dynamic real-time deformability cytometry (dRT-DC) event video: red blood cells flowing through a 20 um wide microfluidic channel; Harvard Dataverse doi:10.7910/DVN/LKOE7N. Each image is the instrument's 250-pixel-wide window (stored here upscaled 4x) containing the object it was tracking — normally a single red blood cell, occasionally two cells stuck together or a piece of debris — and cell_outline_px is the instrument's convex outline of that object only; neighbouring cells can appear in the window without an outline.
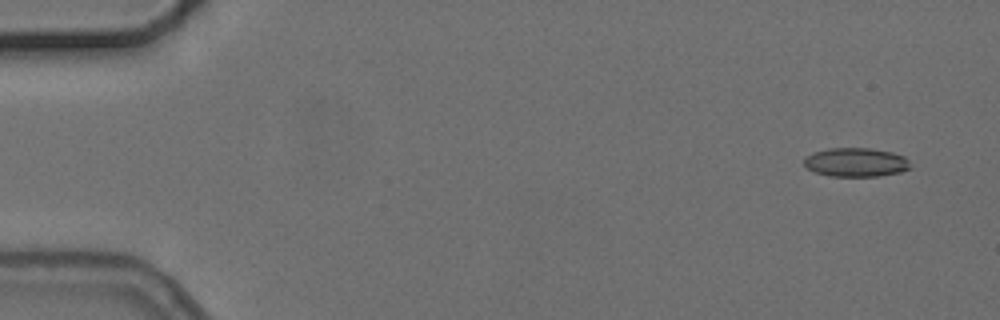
{"species": "common noctule bat (a hibernating species)", "species_latin": "Nyctalus noctula", "temperature_condition": "cold", "stored_images_in_passage": 6, "camera_frame_rate_fps": 3000, "um_per_image_px": 0.085, "animal": {"sex": "female", "body_mass_g": 24.6, "forearm_length_mm": 56.2}, "frame": {"image": 1, "passage_image": 1, "time_ms": 0.0, "image_size_px": [1000, 320], "cell_outline_px": [[912, 168], [900, 172], [880, 176], [828, 176], [816, 172], [808, 168], [804, 164], [804, 156], [812, 152], [828, 148], [872, 148], [892, 152], [904, 156], [908, 160]], "centroid_in_image_um": [72.75, 13.79], "position_along_channel_um": 12.2, "area_um2": 18.09}}
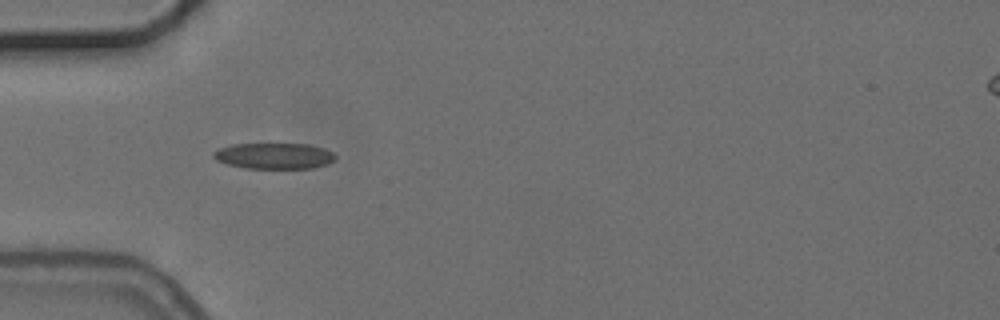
{"frame": {"image": 2, "passage_image": 5, "time_ms": 4.667, "image_size_px": [1000, 320], "cell_outline_px": [[336, 160], [328, 164], [312, 168], [244, 168], [228, 164], [216, 160], [212, 156], [212, 152], [220, 148], [232, 144], [308, 144], [324, 148], [332, 152], [336, 156]], "centroid_in_image_um": [23.31, 13.25], "position_along_channel_um": 61.7, "area_um2": 18.5}}
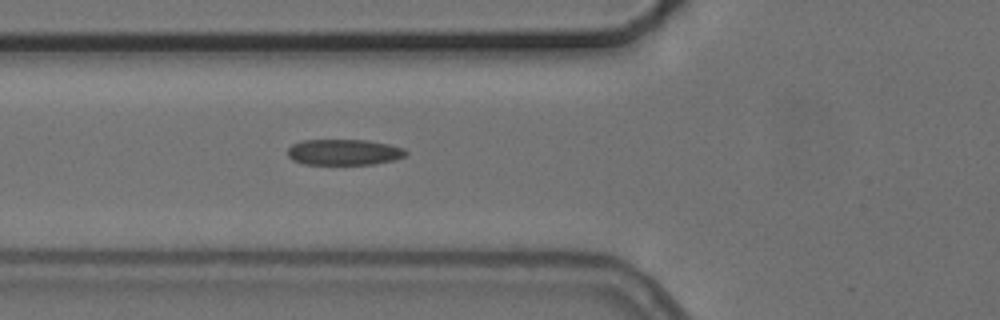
{"frame": {"image": 3, "passage_image": 6, "time_ms": 5.667, "image_size_px": [1000, 320], "cell_outline_px": [[408, 156], [396, 160], [372, 164], [304, 164], [292, 160], [288, 156], [288, 148], [292, 144], [300, 140], [368, 140], [388, 144], [404, 148], [408, 152]], "centroid_in_image_um": [29.26, 12.93], "position_along_channel_um": 96.5, "area_um2": 18.03}}